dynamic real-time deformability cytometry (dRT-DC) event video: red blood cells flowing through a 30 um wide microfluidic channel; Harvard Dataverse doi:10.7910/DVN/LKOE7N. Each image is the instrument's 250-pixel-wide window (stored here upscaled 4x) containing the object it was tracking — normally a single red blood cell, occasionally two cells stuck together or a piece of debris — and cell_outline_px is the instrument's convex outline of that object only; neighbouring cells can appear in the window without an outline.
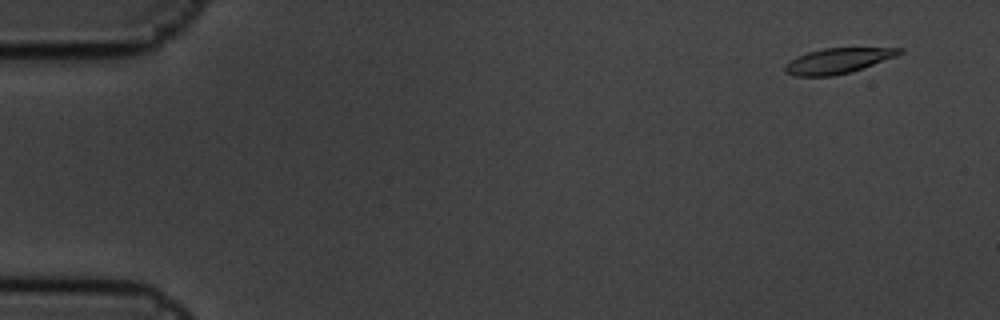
{"species": "common noctule bat (a hibernating species)", "species_latin": "Nyctalus noctula", "temperature_condition": "cold", "stored_images_in_passage": 5, "camera_frame_rate_fps": 3000, "um_per_image_px": 0.085, "animal": {"sex": "male", "body_mass_g": 19.5, "forearm_length_mm": 54.6}, "frame": {"image": 1, "passage_image": 1, "time_ms": 0.0, "image_size_px": [1000, 320], "cell_outline_px": [[904, 52], [896, 56], [852, 72], [832, 76], [796, 76], [784, 72], [784, 64], [808, 52], [824, 48], [904, 48]], "centroid_in_image_um": [71.23, 5.17], "position_along_channel_um": 13.8, "area_um2": 16.76}}
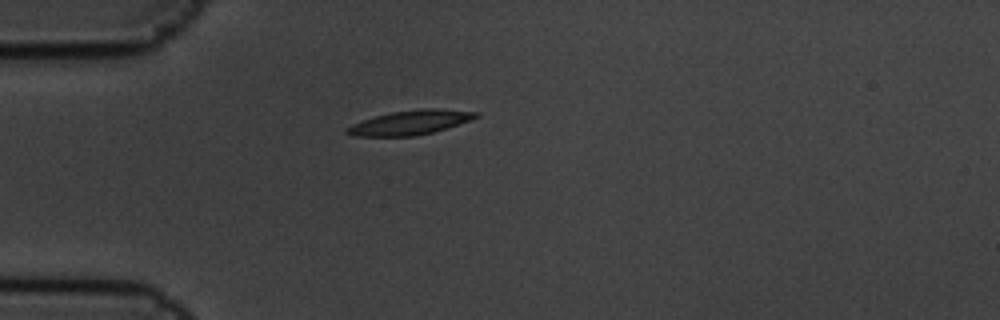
{"frame": {"image": 2, "passage_image": 5, "time_ms": 1.333, "image_size_px": [1000, 320], "cell_outline_px": [[480, 116], [432, 132], [416, 136], [356, 136], [344, 132], [344, 128], [352, 124], [376, 116], [392, 112], [420, 108], [436, 108], [480, 112]], "centroid_in_image_um": [34.84, 10.4], "position_along_channel_um": 50.2, "area_um2": 18.09}}